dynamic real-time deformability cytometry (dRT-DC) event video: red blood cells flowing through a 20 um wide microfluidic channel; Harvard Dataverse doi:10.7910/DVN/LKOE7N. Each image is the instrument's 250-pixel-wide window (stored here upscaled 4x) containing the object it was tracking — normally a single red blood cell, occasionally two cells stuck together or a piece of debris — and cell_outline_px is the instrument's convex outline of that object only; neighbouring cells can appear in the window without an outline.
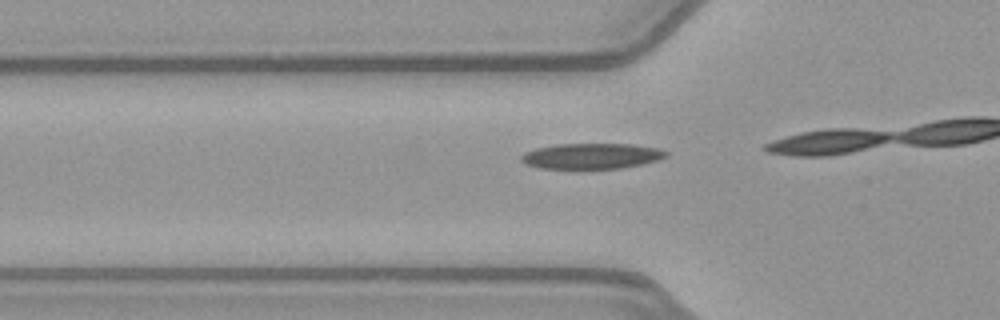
{"species": "common noctule bat (a hibernating species)", "species_latin": "Nyctalus noctula", "temperature_condition": "warm", "stored_images_in_passage": 11, "camera_frame_rate_fps": 3000, "um_per_image_px": 0.085, "animal": {"sex": "female", "body_mass_g": 21.9}, "frame": {"image": 1, "passage_image": 9, "time_ms": 2.667, "image_size_px": [1000, 320], "cell_outline_px": [[668, 156], [660, 160], [644, 164], [620, 168], [540, 168], [524, 164], [520, 160], [520, 156], [524, 152], [536, 148], [556, 144], [632, 144], [660, 148], [668, 152]], "centroid_in_image_um": [50.31, 13.26], "position_along_channel_um": 75.5, "area_um2": 21.79}}